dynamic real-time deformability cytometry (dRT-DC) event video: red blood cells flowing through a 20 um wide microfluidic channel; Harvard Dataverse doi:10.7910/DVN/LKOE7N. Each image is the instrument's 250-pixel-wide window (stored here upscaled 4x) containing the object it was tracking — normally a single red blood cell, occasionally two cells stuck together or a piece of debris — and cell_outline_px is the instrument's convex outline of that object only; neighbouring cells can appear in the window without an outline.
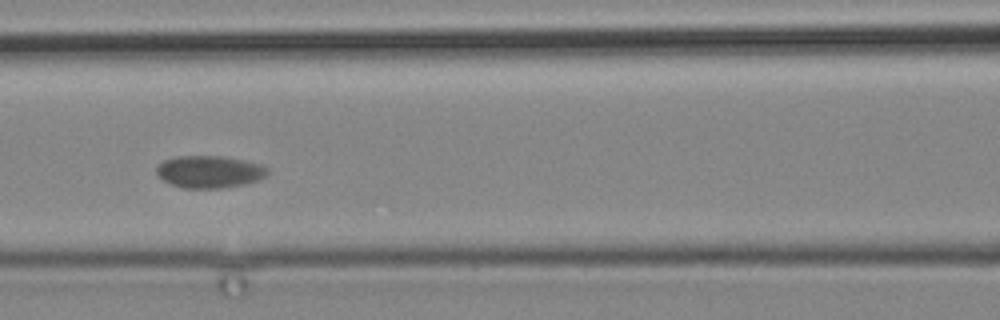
{"species": "common noctule bat (a hibernating species)", "species_latin": "Nyctalus noctula", "temperature_condition": "cold", "stored_images_in_passage": 3, "camera_frame_rate_fps": 3000, "um_per_image_px": 0.085, "animal": {"sex": "male", "body_mass_g": 19.2, "forearm_length_mm": 51.8}, "frame": {"image": 1, "passage_image": 3, "time_ms": 2.333, "image_size_px": [1000, 320], "cell_outline_px": [[268, 172], [260, 180], [244, 184], [220, 188], [184, 188], [172, 184], [156, 176], [156, 168], [164, 160], [176, 156], [220, 156], [244, 160], [260, 164], [268, 168]], "centroid_in_image_um": [17.79, 14.6], "position_along_channel_um": 148.8, "area_um2": 20.81}}